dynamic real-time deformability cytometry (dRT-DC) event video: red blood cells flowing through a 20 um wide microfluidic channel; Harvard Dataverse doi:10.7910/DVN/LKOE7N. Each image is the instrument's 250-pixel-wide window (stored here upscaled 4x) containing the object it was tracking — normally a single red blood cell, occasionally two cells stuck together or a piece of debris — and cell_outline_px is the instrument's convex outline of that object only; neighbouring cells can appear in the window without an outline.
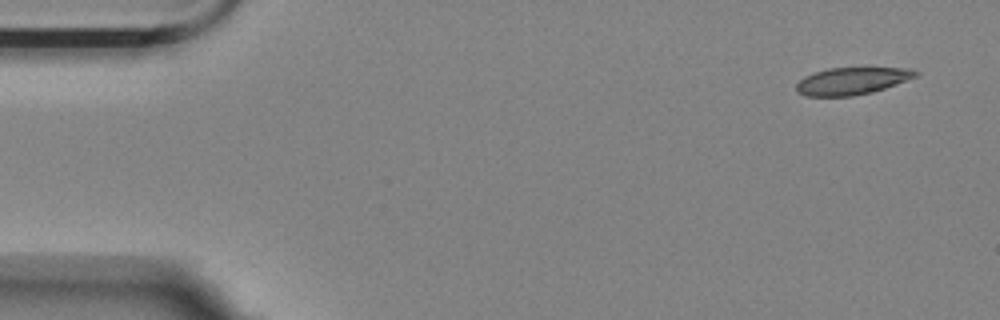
{"species": "Egyptian fruit bat (a non-hibernating species)", "species_latin": "Rousettus aegyptiacus", "temperature_condition": "room temperature", "stored_images_in_passage": 5, "segment_of_instrument_passage": [1, 2], "camera_frame_rate_fps": 3000, "um_per_image_px": 0.085, "animal": {"sex": "female"}, "frame": {"image": 1, "passage_image": 1, "time_ms": 0.0, "image_size_px": [1000, 320], "cell_outline_px": [[920, 76], [872, 92], [852, 96], [804, 96], [796, 92], [796, 84], [804, 76], [812, 72], [828, 68], [864, 64], [908, 68], [920, 72]], "centroid_in_image_um": [72.48, 6.81], "position_along_channel_um": 12.5, "area_um2": 20.23}}